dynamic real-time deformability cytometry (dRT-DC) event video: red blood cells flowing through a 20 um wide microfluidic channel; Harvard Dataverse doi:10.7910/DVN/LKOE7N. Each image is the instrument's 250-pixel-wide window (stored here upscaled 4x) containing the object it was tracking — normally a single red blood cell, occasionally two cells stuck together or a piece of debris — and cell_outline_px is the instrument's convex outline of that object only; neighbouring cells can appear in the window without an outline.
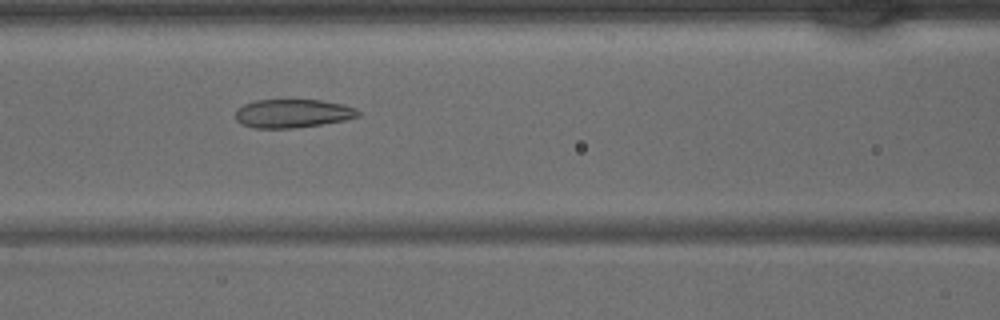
{"species": "common noctule bat (a hibernating species)", "species_latin": "Nyctalus noctula", "temperature_condition": "warm", "stored_images_in_passage": 42, "camera_frame_rate_fps": 3000, "um_per_image_px": 0.085, "animal": {"sex": "male", "body_mass_g": 15.6}, "frame": {"image": 1, "passage_image": 18, "time_ms": 5.667, "image_size_px": [1000, 320], "cell_outline_px": [[360, 116], [344, 120], [320, 124], [292, 128], [252, 128], [240, 124], [236, 120], [236, 108], [244, 104], [256, 100], [320, 100], [344, 104], [356, 108], [360, 112]], "centroid_in_image_um": [24.86, 9.64], "position_along_channel_um": 141.7, "area_um2": 20.46}}
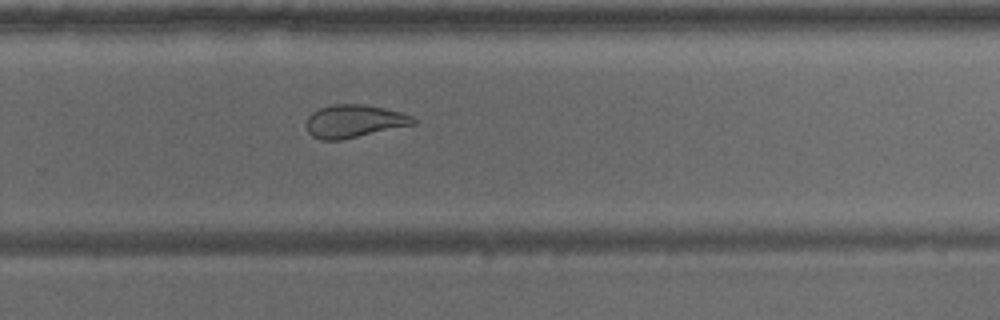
{"frame": {"image": 2, "passage_image": 28, "time_ms": 9.0, "image_size_px": [1000, 320], "cell_outline_px": [[416, 124], [340, 140], [320, 140], [312, 136], [308, 132], [304, 124], [308, 116], [312, 112], [320, 108], [332, 104], [364, 104], [384, 108], [400, 112], [412, 116], [416, 120]], "centroid_in_image_um": [30.06, 10.3], "position_along_channel_um": 299.7, "area_um2": 20.58}}
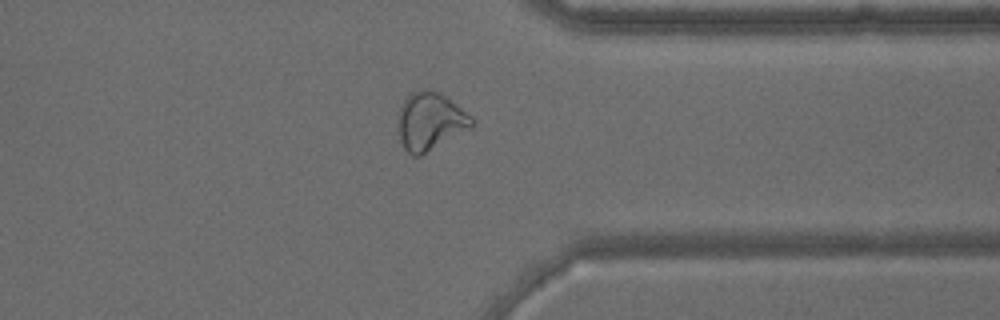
{"frame": {"image": 3, "passage_image": 33, "time_ms": 10.667, "image_size_px": [1000, 320], "cell_outline_px": [[472, 128], [420, 156], [412, 156], [404, 148], [400, 140], [396, 120], [400, 104], [412, 92], [428, 88], [440, 92], [472, 116]], "centroid_in_image_um": [36.53, 10.31], "position_along_channel_um": 374.9, "area_um2": 25.09}}